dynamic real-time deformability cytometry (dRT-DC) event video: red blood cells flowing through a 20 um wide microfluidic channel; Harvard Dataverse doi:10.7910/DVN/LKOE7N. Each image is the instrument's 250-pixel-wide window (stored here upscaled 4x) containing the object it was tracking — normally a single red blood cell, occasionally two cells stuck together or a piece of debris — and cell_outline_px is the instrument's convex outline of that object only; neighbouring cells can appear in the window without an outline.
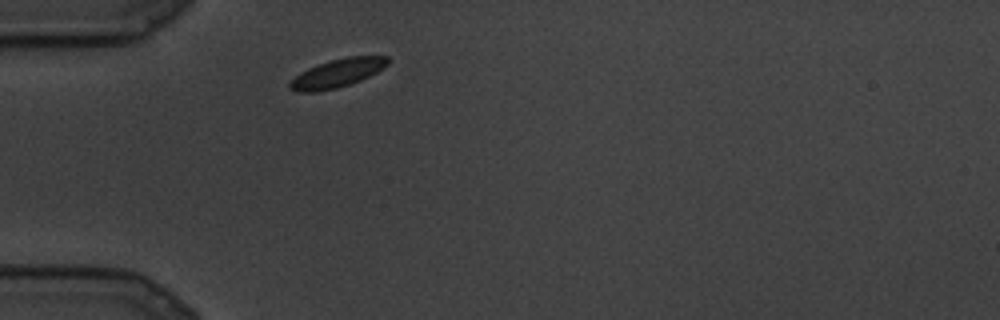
{"species": "common noctule bat (a hibernating species)", "species_latin": "Nyctalus noctula", "temperature_condition": "cold", "stored_images_in_passage": 10, "camera_frame_rate_fps": 3000, "um_per_image_px": 0.085, "animal": {"sex": "male", "body_mass_g": 19.5, "forearm_length_mm": 54.6}, "frame": {"image": 1, "passage_image": 1, "time_ms": 0.0, "image_size_px": [1000, 320], "cell_outline_px": [[388, 64], [384, 68], [360, 80], [336, 88], [316, 92], [296, 92], [288, 88], [288, 84], [300, 72], [308, 68], [332, 60], [348, 56], [388, 56]], "centroid_in_image_um": [28.65, 6.23], "position_along_channel_um": 56.3, "area_um2": 16.01}}
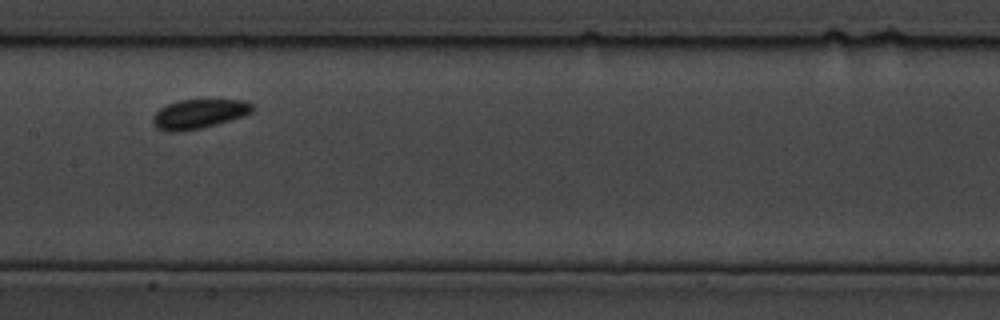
{"frame": {"image": 2, "passage_image": 7, "time_ms": 2.0, "image_size_px": [1000, 320], "cell_outline_px": [[256, 108], [252, 112], [216, 124], [200, 128], [176, 132], [168, 132], [156, 128], [152, 124], [152, 116], [160, 108], [168, 104], [180, 100], [244, 100], [252, 104]], "centroid_in_image_um": [16.87, 9.68], "position_along_channel_um": 190.5, "area_um2": 16.88}}
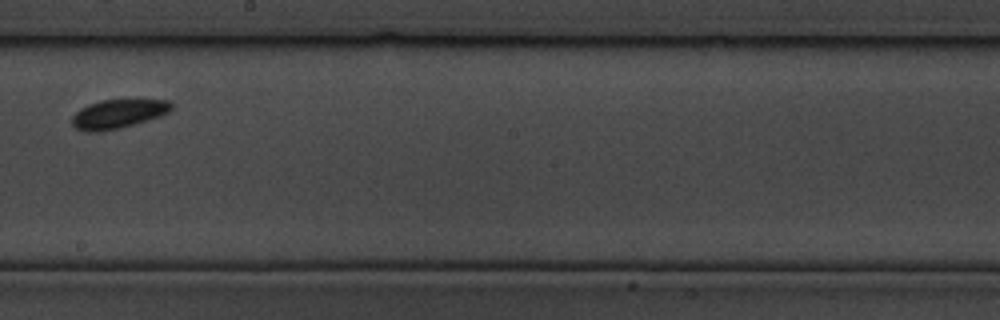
{"frame": {"image": 3, "passage_image": 9, "time_ms": 2.667, "image_size_px": [1000, 320], "cell_outline_px": [[172, 108], [168, 112], [160, 116], [148, 120], [120, 128], [100, 132], [88, 132], [76, 128], [72, 124], [72, 116], [80, 108], [88, 104], [100, 100], [168, 100], [172, 104]], "centroid_in_image_um": [10.01, 9.68], "position_along_channel_um": 238.2, "area_um2": 16.7}}